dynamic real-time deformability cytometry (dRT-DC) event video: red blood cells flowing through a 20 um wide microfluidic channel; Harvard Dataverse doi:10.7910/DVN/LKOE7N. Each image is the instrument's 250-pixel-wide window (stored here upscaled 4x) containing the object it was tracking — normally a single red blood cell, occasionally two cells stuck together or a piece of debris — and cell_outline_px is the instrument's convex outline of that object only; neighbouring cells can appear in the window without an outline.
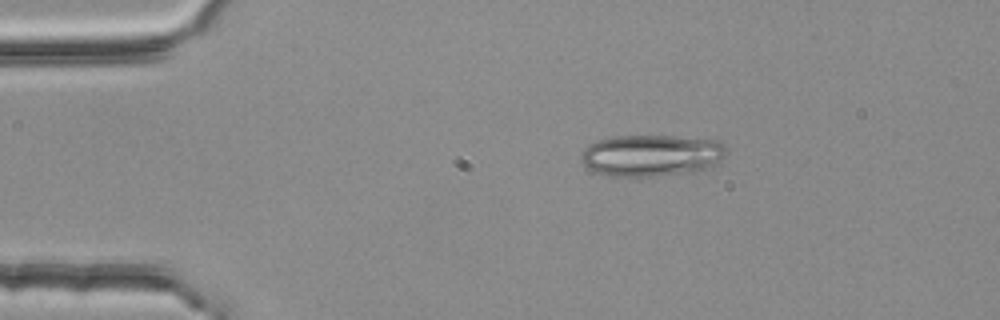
{"species": "common noctule bat (a hibernating species)", "species_latin": "Nyctalus noctula", "temperature_condition": "room temperature", "stored_images_in_passage": 2, "camera_frame_rate_fps": 3000, "um_per_image_px": 0.085, "animal": {"sex": "female", "body_mass_g": 25.1}, "frame": {"image": 1, "passage_image": 1, "time_ms": 0.0, "image_size_px": [1000, 320], "cell_outline_px": [[724, 156], [712, 168], [696, 172], [652, 176], [608, 176], [596, 172], [588, 168], [580, 160], [580, 152], [584, 148], [600, 140], [612, 136], [676, 136], [716, 140], [724, 144]], "centroid_in_image_um": [55.38, 13.22], "position_along_channel_um": 29.6, "area_um2": 35.43}}